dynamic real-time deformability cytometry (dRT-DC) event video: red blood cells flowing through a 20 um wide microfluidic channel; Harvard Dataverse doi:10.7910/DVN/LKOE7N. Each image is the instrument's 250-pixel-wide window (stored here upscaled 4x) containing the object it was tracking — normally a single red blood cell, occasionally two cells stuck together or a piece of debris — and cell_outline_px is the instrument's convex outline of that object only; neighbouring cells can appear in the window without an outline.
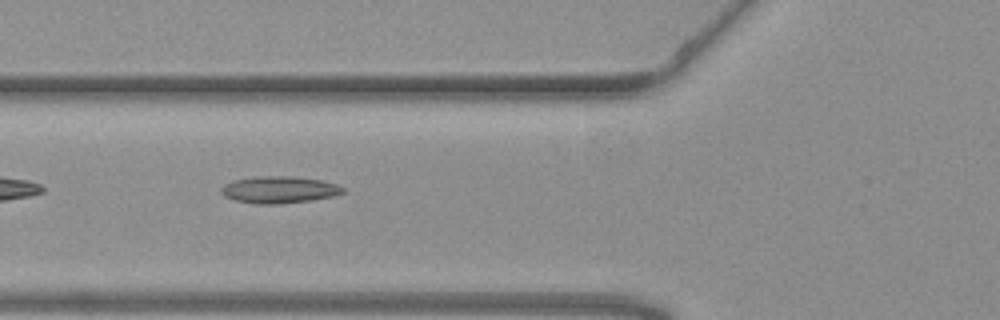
{"species": "common noctule bat (a hibernating species)", "species_latin": "Nyctalus noctula", "temperature_condition": "warm", "stored_images_in_passage": 34, "camera_frame_rate_fps": 3000, "um_per_image_px": 0.085, "animal": {"sex": "female", "body_mass_g": 19.3, "forearm_length_mm": 54.1}, "frame": {"image": 1, "passage_image": 3, "time_ms": 0.667, "image_size_px": [1000, 320], "cell_outline_px": [[344, 192], [336, 196], [312, 200], [280, 204], [252, 204], [236, 200], [224, 196], [220, 192], [220, 188], [224, 184], [236, 180], [260, 176], [292, 176], [324, 180], [336, 184], [344, 188]], "centroid_in_image_um": [23.75, 16.13], "position_along_channel_um": 102.0, "area_um2": 19.25}}
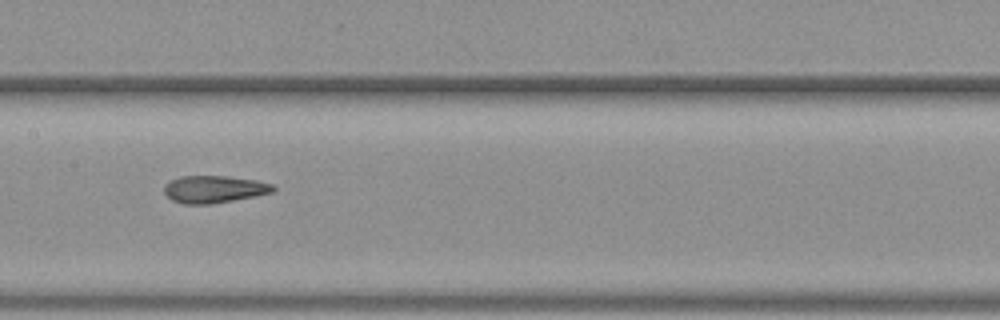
{"frame": {"image": 2, "passage_image": 10, "time_ms": 3.0, "image_size_px": [1000, 320], "cell_outline_px": [[276, 188], [272, 192], [212, 204], [184, 204], [172, 200], [164, 192], [164, 184], [180, 176], [228, 176], [256, 180], [272, 184]], "centroid_in_image_um": [18.17, 16.08], "position_along_channel_um": 189.2, "area_um2": 17.17}}
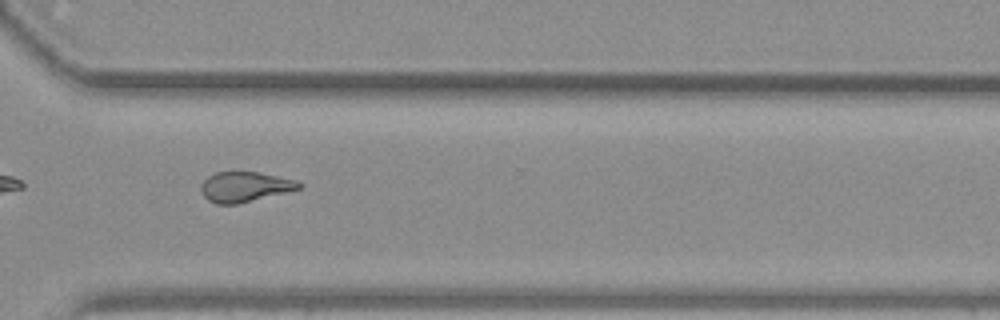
{"frame": {"image": 3, "passage_image": 23, "time_ms": 7.333, "image_size_px": [1000, 320], "cell_outline_px": [[304, 184], [300, 188], [236, 204], [216, 204], [208, 200], [200, 192], [200, 184], [208, 176], [216, 172], [260, 172], [296, 180]], "centroid_in_image_um": [20.77, 15.87], "position_along_channel_um": 349.8, "area_um2": 17.05}}